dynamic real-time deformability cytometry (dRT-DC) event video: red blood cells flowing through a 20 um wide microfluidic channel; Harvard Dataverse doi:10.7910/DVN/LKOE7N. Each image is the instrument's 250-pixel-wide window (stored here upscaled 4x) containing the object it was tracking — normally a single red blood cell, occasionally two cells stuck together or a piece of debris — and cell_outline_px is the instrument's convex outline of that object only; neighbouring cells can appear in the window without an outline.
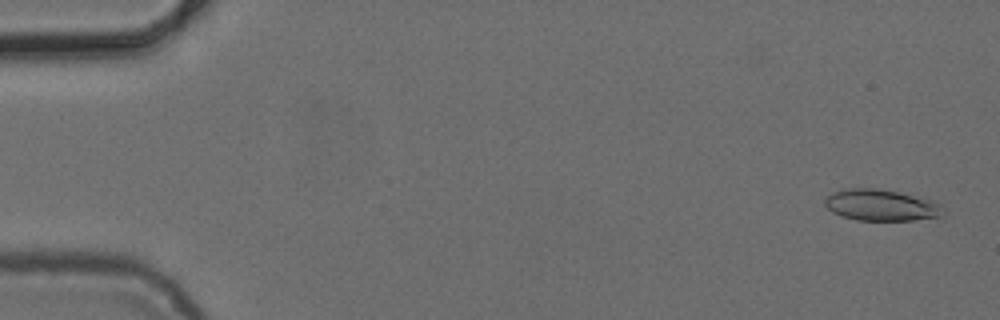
{"species": "common noctule bat (a hibernating species)", "species_latin": "Nyctalus noctula", "temperature_condition": "cold", "stored_images_in_passage": 4, "camera_frame_rate_fps": 3000, "um_per_image_px": 0.085, "animal": {"sex": "female", "body_mass_g": 24.6, "forearm_length_mm": 56.2}, "frame": {"image": 1, "passage_image": 1, "time_ms": 0.0, "image_size_px": [1000, 320], "cell_outline_px": [[944, 216], [912, 220], [856, 220], [840, 216], [832, 212], [824, 204], [824, 200], [832, 192], [848, 188], [876, 188], [924, 196], [940, 204], [944, 212]], "centroid_in_image_um": [74.92, 17.43], "position_along_channel_um": 10.1, "area_um2": 21.96}}
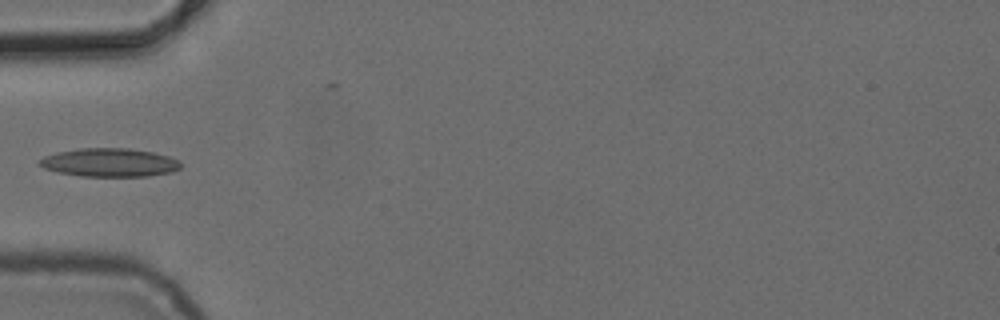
{"frame": {"image": 2, "passage_image": 3, "time_ms": 5.333, "image_size_px": [1000, 320], "cell_outline_px": [[184, 164], [180, 168], [172, 172], [148, 176], [80, 176], [56, 172], [44, 168], [36, 164], [44, 156], [56, 152], [80, 148], [128, 148], [152, 152], [168, 156], [180, 160]], "centroid_in_image_um": [9.31, 13.81], "position_along_channel_um": 75.7, "area_um2": 23.64}}
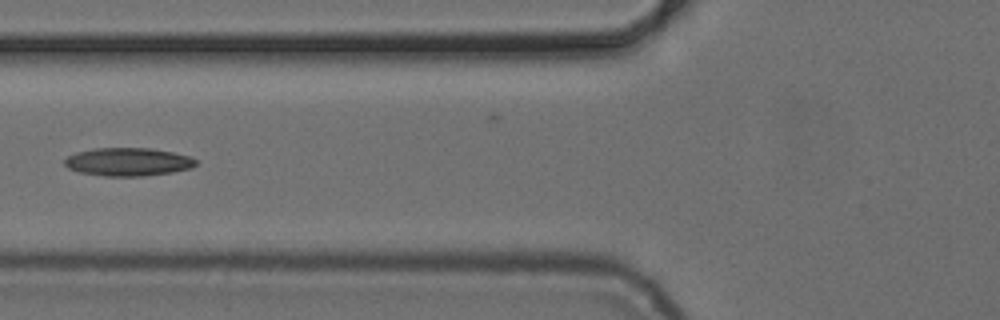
{"frame": {"image": 3, "passage_image": 4, "time_ms": 6.333, "image_size_px": [1000, 320], "cell_outline_px": [[196, 164], [192, 168], [172, 172], [144, 176], [104, 176], [80, 172], [68, 168], [64, 164], [64, 160], [68, 156], [76, 152], [92, 148], [152, 148], [192, 156], [196, 160]], "centroid_in_image_um": [10.89, 13.75], "position_along_channel_um": 114.9, "area_um2": 21.68}}